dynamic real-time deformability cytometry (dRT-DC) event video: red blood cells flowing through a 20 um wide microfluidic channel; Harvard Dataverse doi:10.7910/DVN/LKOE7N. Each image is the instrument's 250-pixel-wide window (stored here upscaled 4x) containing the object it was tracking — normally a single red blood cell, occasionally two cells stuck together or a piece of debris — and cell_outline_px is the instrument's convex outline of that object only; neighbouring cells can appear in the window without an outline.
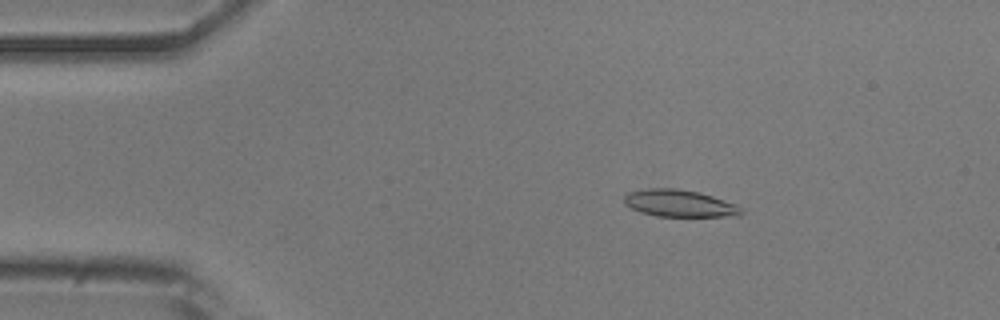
{"species": "common noctule bat (a hibernating species)", "species_latin": "Nyctalus noctula", "temperature_condition": "room temperature", "stored_images_in_passage": 48, "camera_frame_rate_fps": 3000, "um_per_image_px": 0.085, "animal": {"sex": "male", "body_mass_g": 20.5, "forearm_length_mm": 52.5}, "frame": {"image": 1, "passage_image": 8, "time_ms": 2.333, "image_size_px": [1000, 320], "cell_outline_px": [[744, 212], [740, 216], [656, 216], [640, 212], [624, 204], [624, 196], [628, 192], [648, 188], [676, 188], [696, 192], [712, 196], [736, 204], [744, 208]], "centroid_in_image_um": [57.77, 17.29], "position_along_channel_um": 27.2, "area_um2": 18.5}}
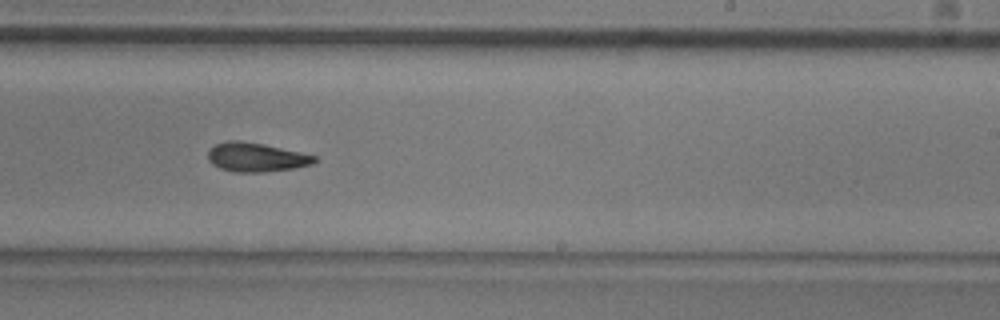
{"frame": {"image": 2, "passage_image": 31, "time_ms": 10.0, "image_size_px": [1000, 320], "cell_outline_px": [[320, 160], [316, 164], [292, 168], [264, 172], [232, 172], [220, 168], [212, 164], [208, 160], [208, 152], [216, 144], [228, 140], [236, 140], [264, 144], [300, 152], [316, 156]], "centroid_in_image_um": [21.81, 13.37], "position_along_channel_um": 267.2, "area_um2": 18.09}}
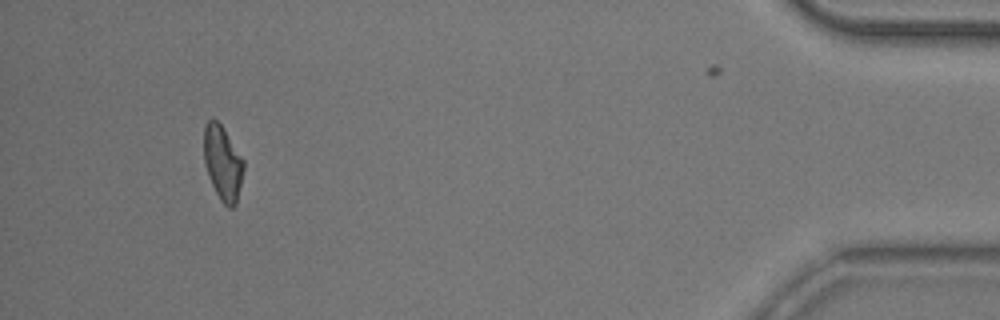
{"frame": {"image": 3, "passage_image": 48, "time_ms": 15.667, "image_size_px": [1000, 320], "cell_outline_px": [[244, 168], [236, 204], [232, 208], [228, 208], [220, 200], [212, 184], [204, 164], [204, 124], [212, 116], [224, 128], [244, 160]], "centroid_in_image_um": [18.92, 13.82], "position_along_channel_um": 416.3, "area_um2": 17.34}, "authors_computed_cell_mechanics": {"area_um2": 17.9758, "velocity_mm_per_s": 3.8737, "shape_relaxation_time_tau1_ms": 6.8611, "shape_relaxation_time_tau2_ms": 11.3216, "deformation_change_tau1": 0.181, "deformation_change_tau2": 0.2041}}